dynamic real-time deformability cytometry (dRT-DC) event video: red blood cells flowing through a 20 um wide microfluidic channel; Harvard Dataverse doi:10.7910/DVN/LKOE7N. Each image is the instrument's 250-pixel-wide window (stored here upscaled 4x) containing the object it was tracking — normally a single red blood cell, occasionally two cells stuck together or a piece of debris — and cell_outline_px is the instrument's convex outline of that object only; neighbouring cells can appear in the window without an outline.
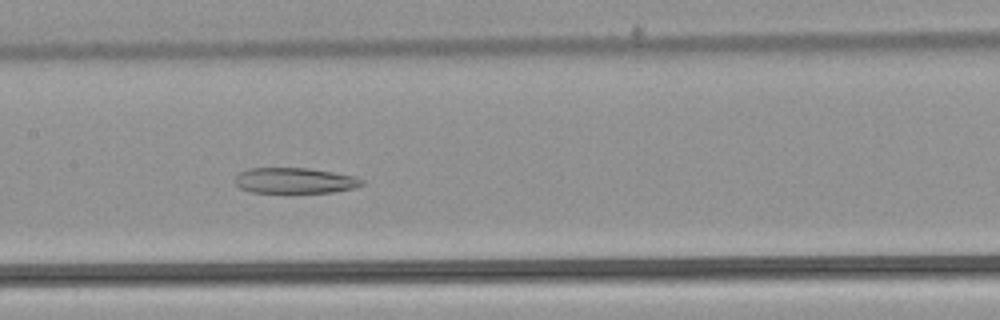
{"species": "common noctule bat (a hibernating species)", "species_latin": "Nyctalus noctula", "temperature_condition": "warm", "stored_images_in_passage": 56, "camera_frame_rate_fps": 3000, "um_per_image_px": 0.085, "animal": {"sex": "male", "body_mass_g": 21.5, "forearm_length_mm": 52.0}, "frame": {"image": 1, "passage_image": 28, "time_ms": 9.0, "image_size_px": [1000, 320], "cell_outline_px": [[364, 184], [356, 188], [332, 192], [292, 196], [288, 196], [252, 192], [240, 188], [236, 184], [236, 176], [240, 172], [248, 168], [308, 168], [356, 176], [364, 180]], "centroid_in_image_um": [25.08, 15.41], "position_along_channel_um": 182.3, "area_um2": 20.11}}
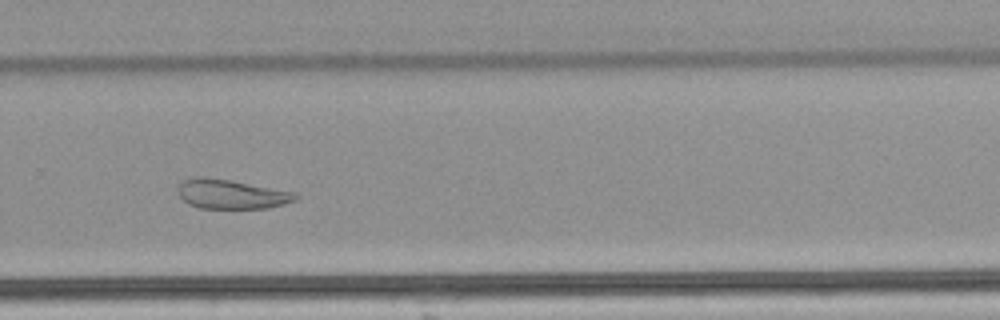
{"frame": {"image": 2, "passage_image": 38, "time_ms": 12.333, "image_size_px": [1000, 320], "cell_outline_px": [[300, 196], [296, 200], [284, 204], [268, 208], [200, 208], [188, 204], [180, 196], [180, 184], [184, 180], [196, 176], [204, 176], [228, 180], [296, 192]], "centroid_in_image_um": [19.7, 16.5], "position_along_channel_um": 310.1, "area_um2": 19.94}}
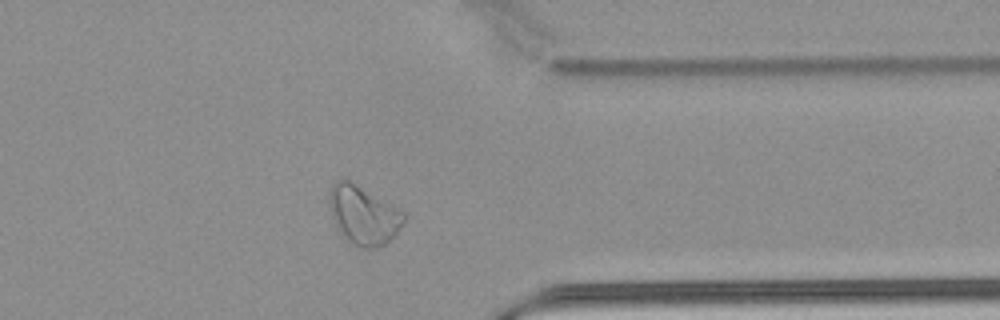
{"frame": {"image": 3, "passage_image": 44, "time_ms": 14.333, "image_size_px": [1000, 320], "cell_outline_px": [[404, 220], [400, 228], [384, 244], [376, 248], [360, 248], [344, 240], [332, 216], [328, 204], [328, 192], [332, 184], [336, 180], [348, 180], [404, 212]], "centroid_in_image_um": [30.83, 18.3], "position_along_channel_um": 380.6, "area_um2": 25.09}}